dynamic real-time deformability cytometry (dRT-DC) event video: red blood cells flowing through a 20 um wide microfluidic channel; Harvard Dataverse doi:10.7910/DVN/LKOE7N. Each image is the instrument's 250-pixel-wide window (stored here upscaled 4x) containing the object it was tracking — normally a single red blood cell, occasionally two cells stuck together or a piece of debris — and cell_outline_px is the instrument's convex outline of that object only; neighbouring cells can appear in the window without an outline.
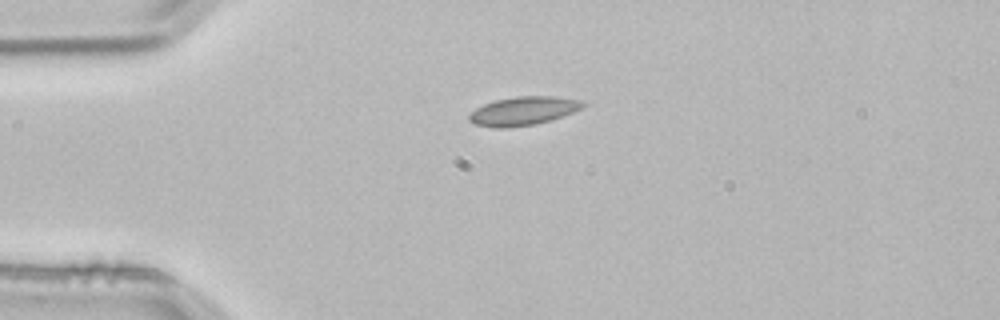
{"species": "common noctule bat (a hibernating species)", "species_latin": "Nyctalus noctula", "temperature_condition": "room temperature", "stored_images_in_passage": 2, "camera_frame_rate_fps": 3000, "um_per_image_px": 0.085, "animal": {"sex": "male", "body_mass_g": 21.5, "forearm_length_mm": 52.0}, "frame": {"image": 1, "passage_image": 1, "time_ms": 0.0, "image_size_px": [1000, 320], "cell_outline_px": [[588, 104], [572, 112], [536, 124], [504, 128], [492, 128], [472, 124], [468, 120], [468, 116], [476, 108], [484, 104], [496, 100], [516, 96], [556, 96], [580, 100]], "centroid_in_image_um": [44.43, 9.43], "position_along_channel_um": 40.6, "area_um2": 18.9}}